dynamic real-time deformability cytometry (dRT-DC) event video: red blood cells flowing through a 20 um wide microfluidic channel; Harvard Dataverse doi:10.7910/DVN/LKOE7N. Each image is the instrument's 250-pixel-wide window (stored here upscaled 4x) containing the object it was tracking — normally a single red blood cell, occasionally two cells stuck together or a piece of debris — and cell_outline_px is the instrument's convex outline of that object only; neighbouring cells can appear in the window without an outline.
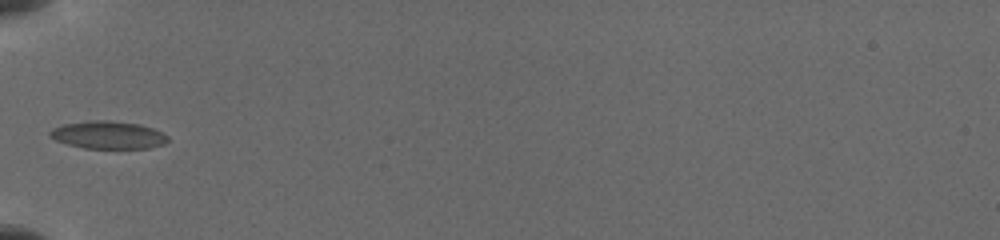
{"species": "common noctule bat (a hibernating species)", "species_latin": "Nyctalus noctula", "temperature_condition": "cold", "stored_images_in_passage": 7, "camera_frame_rate_fps": 3000, "um_per_image_px": 0.085, "animal": {"sex": "female", "body_mass_g": 19.5, "forearm_length_mm": 54.1}, "frame": {"image": 1, "passage_image": 6, "time_ms": 6.0, "image_size_px": [1000, 240], "cell_outline_px": [[168, 140], [164, 144], [148, 148], [84, 148], [68, 144], [56, 140], [48, 136], [48, 132], [52, 128], [64, 124], [96, 120], [108, 120], [140, 124], [152, 128], [168, 136]], "centroid_in_image_um": [9.17, 11.47], "position_along_channel_um": 75.8, "area_um2": 18.9}}
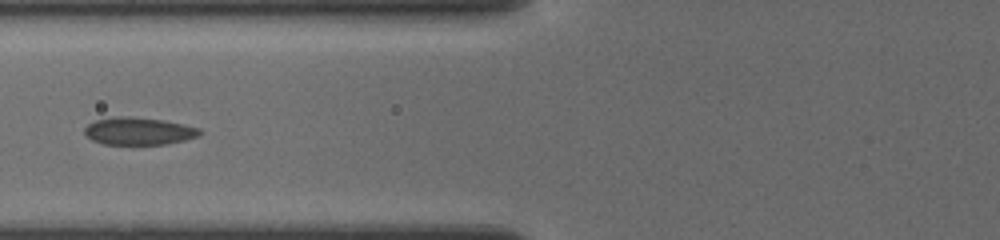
{"frame": {"image": 2, "passage_image": 7, "time_ms": 7.0, "image_size_px": [1000, 240], "cell_outline_px": [[204, 132], [200, 136], [168, 144], [104, 144], [92, 140], [84, 132], [84, 128], [88, 124], [96, 120], [116, 116], [128, 116], [160, 120], [200, 128]], "centroid_in_image_um": [11.8, 11.15], "position_along_channel_um": 114.0, "area_um2": 18.32}}